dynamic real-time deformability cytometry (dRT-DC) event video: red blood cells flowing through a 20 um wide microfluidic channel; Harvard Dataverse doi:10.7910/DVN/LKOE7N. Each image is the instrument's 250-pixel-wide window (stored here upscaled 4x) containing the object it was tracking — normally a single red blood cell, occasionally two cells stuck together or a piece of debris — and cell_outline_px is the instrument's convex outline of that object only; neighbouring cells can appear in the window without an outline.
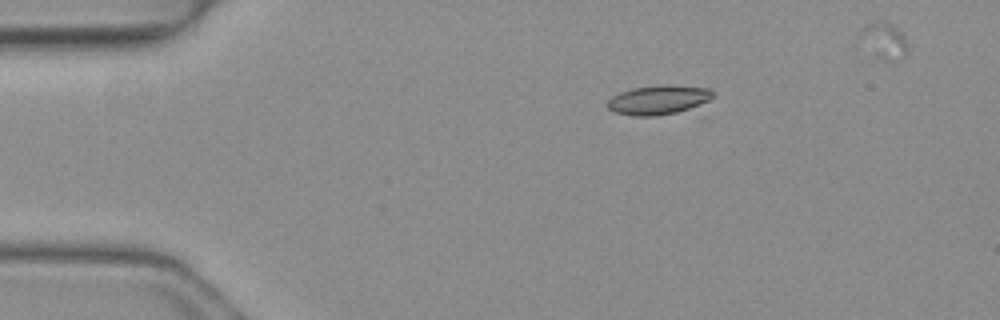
{"species": "common noctule bat (a hibernating species)", "species_latin": "Nyctalus noctula", "temperature_condition": "warm", "stored_images_in_passage": 6, "camera_frame_rate_fps": 3000, "um_per_image_px": 0.085, "animal": {"sex": "female", "body_mass_g": 19.3, "forearm_length_mm": 54.1}, "frame": {"image": 1, "passage_image": 1, "time_ms": 0.0, "image_size_px": [1000, 320], "cell_outline_px": [[712, 96], [708, 120], [700, 120], [632, 116], [616, 112], [608, 108], [608, 100], [612, 96], [620, 92], [632, 88], [660, 84], [668, 84], [708, 88], [712, 92]], "centroid_in_image_um": [56.43, 8.67], "position_along_channel_um": 28.6, "area_um2": 21.79}}